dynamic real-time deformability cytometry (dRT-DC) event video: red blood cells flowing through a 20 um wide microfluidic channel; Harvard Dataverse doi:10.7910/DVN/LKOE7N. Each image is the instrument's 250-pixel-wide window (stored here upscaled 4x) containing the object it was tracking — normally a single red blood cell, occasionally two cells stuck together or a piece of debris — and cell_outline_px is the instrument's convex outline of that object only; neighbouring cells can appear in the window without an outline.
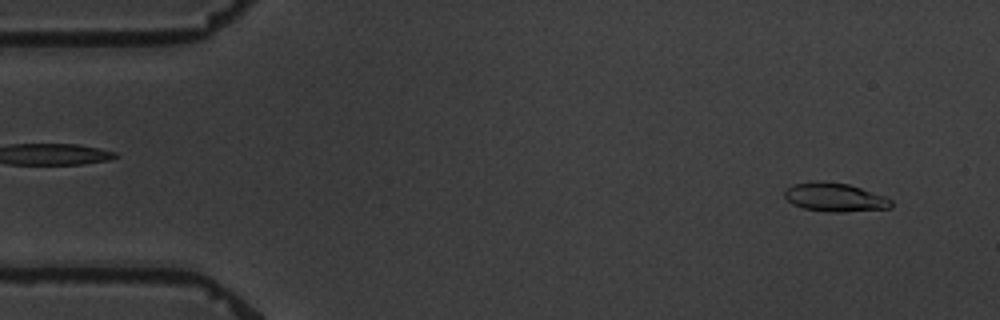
{"species": "common noctule bat (a hibernating species)", "species_latin": "Nyctalus noctula", "temperature_condition": "warm", "stored_images_in_passage": 5, "camera_frame_rate_fps": 3000, "um_per_image_px": 0.085, "animal": {"sex": "male", "body_mass_g": 19.5, "forearm_length_mm": 54.6}, "frame": {"image": 1, "passage_image": 1, "time_ms": 0.0, "image_size_px": [1000, 320], "cell_outline_px": [[892, 208], [844, 212], [828, 212], [804, 208], [792, 204], [784, 196], [784, 192], [792, 184], [816, 180], [820, 180], [848, 184], [884, 196], [892, 200]], "centroid_in_image_um": [70.95, 16.76], "position_along_channel_um": 14.1, "area_um2": 17.86}}
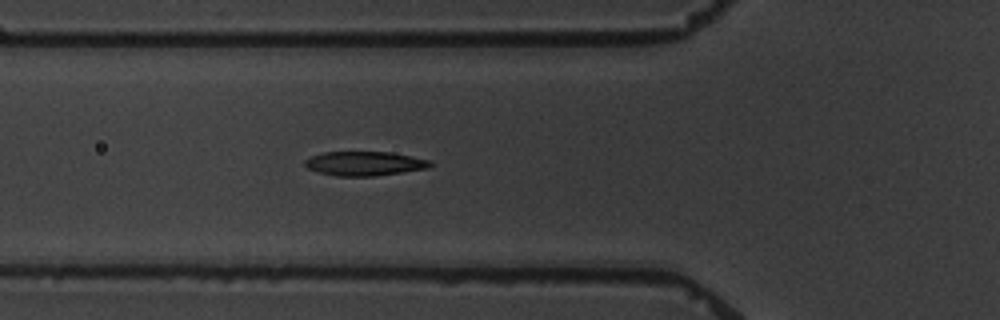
{"frame": {"image": 2, "passage_image": 5, "time_ms": 5.333, "image_size_px": [1000, 320], "cell_outline_px": [[432, 164], [428, 168], [376, 176], [336, 176], [320, 172], [308, 168], [304, 164], [304, 160], [312, 156], [324, 152], [388, 152], [432, 160]], "centroid_in_image_um": [31.0, 13.9], "position_along_channel_um": 94.8, "area_um2": 17.57}}